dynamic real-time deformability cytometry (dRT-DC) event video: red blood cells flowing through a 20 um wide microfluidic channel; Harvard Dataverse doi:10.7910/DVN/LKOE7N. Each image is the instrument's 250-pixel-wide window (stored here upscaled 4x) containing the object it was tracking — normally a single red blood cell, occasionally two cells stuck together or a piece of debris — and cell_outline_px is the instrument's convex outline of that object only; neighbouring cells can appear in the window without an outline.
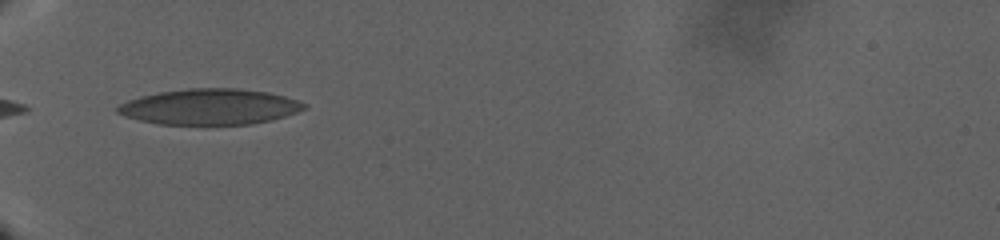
{"species": "human", "species_latin": "Homo sapiens", "temperature_condition": "warm", "stored_images_in_passage": 75, "camera_frame_rate_fps": 3000, "um_per_image_px": 0.085, "donor": {"sex": "male"}, "frame": {"image": 1, "passage_image": 1, "time_ms": 0.0, "image_size_px": [1000, 240], "cell_outline_px": [[308, 108], [272, 120], [252, 124], [160, 124], [140, 120], [124, 116], [116, 112], [116, 108], [120, 104], [128, 100], [140, 96], [160, 92], [188, 88], [240, 88], [268, 92], [284, 96], [308, 104]], "centroid_in_image_um": [17.84, 9.07], "position_along_channel_um": 67.2, "area_um2": 38.84}}
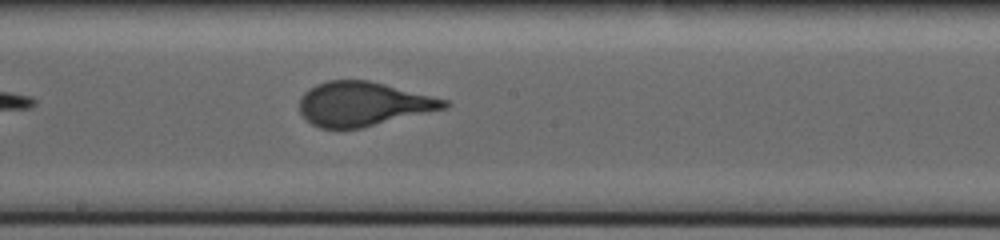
{"frame": {"image": 2, "passage_image": 27, "time_ms": 9.0, "image_size_px": [1000, 240], "cell_outline_px": [[452, 104], [448, 108], [360, 128], [320, 128], [312, 124], [300, 112], [300, 96], [308, 88], [316, 84], [328, 80], [368, 80], [448, 100]], "centroid_in_image_um": [30.87, 8.83], "position_along_channel_um": 217.3, "area_um2": 37.11}}
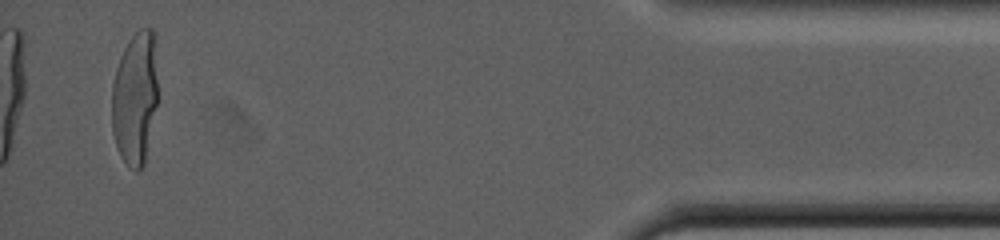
{"frame": {"image": 3, "passage_image": 71, "time_ms": 23.667, "image_size_px": [1000, 240], "cell_outline_px": [[156, 104], [144, 164], [136, 172], [128, 168], [120, 156], [112, 132], [112, 84], [116, 68], [120, 56], [128, 40], [140, 28], [152, 28], [156, 32]], "centroid_in_image_um": [11.47, 8.3], "position_along_channel_um": 423.7, "area_um2": 35.84}}